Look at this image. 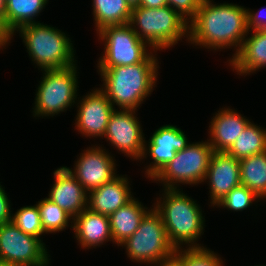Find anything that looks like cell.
<instances>
[{
	"label": "cell",
	"mask_w": 266,
	"mask_h": 266,
	"mask_svg": "<svg viewBox=\"0 0 266 266\" xmlns=\"http://www.w3.org/2000/svg\"><path fill=\"white\" fill-rule=\"evenodd\" d=\"M126 176V174L125 176L118 174L109 182L89 192L87 208L93 212L109 216L130 202L134 196Z\"/></svg>",
	"instance_id": "18"
},
{
	"label": "cell",
	"mask_w": 266,
	"mask_h": 266,
	"mask_svg": "<svg viewBox=\"0 0 266 266\" xmlns=\"http://www.w3.org/2000/svg\"><path fill=\"white\" fill-rule=\"evenodd\" d=\"M79 100L75 119V130L85 137L101 138L105 135L107 125L114 107L107 96L99 89H91Z\"/></svg>",
	"instance_id": "14"
},
{
	"label": "cell",
	"mask_w": 266,
	"mask_h": 266,
	"mask_svg": "<svg viewBox=\"0 0 266 266\" xmlns=\"http://www.w3.org/2000/svg\"><path fill=\"white\" fill-rule=\"evenodd\" d=\"M143 203L133 198L130 202L120 207L109 215V222L113 243L119 245L135 233L142 218L149 211Z\"/></svg>",
	"instance_id": "21"
},
{
	"label": "cell",
	"mask_w": 266,
	"mask_h": 266,
	"mask_svg": "<svg viewBox=\"0 0 266 266\" xmlns=\"http://www.w3.org/2000/svg\"><path fill=\"white\" fill-rule=\"evenodd\" d=\"M49 0H6L5 20L9 28L15 32L18 28L37 23L39 16Z\"/></svg>",
	"instance_id": "25"
},
{
	"label": "cell",
	"mask_w": 266,
	"mask_h": 266,
	"mask_svg": "<svg viewBox=\"0 0 266 266\" xmlns=\"http://www.w3.org/2000/svg\"><path fill=\"white\" fill-rule=\"evenodd\" d=\"M37 206L45 234L65 231L69 227V223L73 228V218L47 197L38 201Z\"/></svg>",
	"instance_id": "26"
},
{
	"label": "cell",
	"mask_w": 266,
	"mask_h": 266,
	"mask_svg": "<svg viewBox=\"0 0 266 266\" xmlns=\"http://www.w3.org/2000/svg\"><path fill=\"white\" fill-rule=\"evenodd\" d=\"M156 50L143 61L128 66L98 69L103 85L99 88L116 109L137 108L151 95L156 87L159 61ZM149 95V96H148Z\"/></svg>",
	"instance_id": "2"
},
{
	"label": "cell",
	"mask_w": 266,
	"mask_h": 266,
	"mask_svg": "<svg viewBox=\"0 0 266 266\" xmlns=\"http://www.w3.org/2000/svg\"><path fill=\"white\" fill-rule=\"evenodd\" d=\"M36 91L34 117H53L76 104L78 97L77 63L67 68L44 69Z\"/></svg>",
	"instance_id": "7"
},
{
	"label": "cell",
	"mask_w": 266,
	"mask_h": 266,
	"mask_svg": "<svg viewBox=\"0 0 266 266\" xmlns=\"http://www.w3.org/2000/svg\"><path fill=\"white\" fill-rule=\"evenodd\" d=\"M204 181L209 185L210 205L215 207L233 188L241 185L239 160L226 152H213Z\"/></svg>",
	"instance_id": "15"
},
{
	"label": "cell",
	"mask_w": 266,
	"mask_h": 266,
	"mask_svg": "<svg viewBox=\"0 0 266 266\" xmlns=\"http://www.w3.org/2000/svg\"><path fill=\"white\" fill-rule=\"evenodd\" d=\"M265 151L266 129L250 121L226 153L237 160H241Z\"/></svg>",
	"instance_id": "24"
},
{
	"label": "cell",
	"mask_w": 266,
	"mask_h": 266,
	"mask_svg": "<svg viewBox=\"0 0 266 266\" xmlns=\"http://www.w3.org/2000/svg\"><path fill=\"white\" fill-rule=\"evenodd\" d=\"M174 258L182 266H224L221 257L206 246L177 248Z\"/></svg>",
	"instance_id": "27"
},
{
	"label": "cell",
	"mask_w": 266,
	"mask_h": 266,
	"mask_svg": "<svg viewBox=\"0 0 266 266\" xmlns=\"http://www.w3.org/2000/svg\"><path fill=\"white\" fill-rule=\"evenodd\" d=\"M262 10L252 11L247 9V20H248V30L249 32L254 30H266V18L261 17Z\"/></svg>",
	"instance_id": "32"
},
{
	"label": "cell",
	"mask_w": 266,
	"mask_h": 266,
	"mask_svg": "<svg viewBox=\"0 0 266 266\" xmlns=\"http://www.w3.org/2000/svg\"><path fill=\"white\" fill-rule=\"evenodd\" d=\"M156 266H182L174 257Z\"/></svg>",
	"instance_id": "35"
},
{
	"label": "cell",
	"mask_w": 266,
	"mask_h": 266,
	"mask_svg": "<svg viewBox=\"0 0 266 266\" xmlns=\"http://www.w3.org/2000/svg\"><path fill=\"white\" fill-rule=\"evenodd\" d=\"M217 112L211 118L207 140L214 152H226L239 138L250 119L230 107Z\"/></svg>",
	"instance_id": "17"
},
{
	"label": "cell",
	"mask_w": 266,
	"mask_h": 266,
	"mask_svg": "<svg viewBox=\"0 0 266 266\" xmlns=\"http://www.w3.org/2000/svg\"><path fill=\"white\" fill-rule=\"evenodd\" d=\"M127 257L134 263L156 266L174 257L176 248L170 242L162 217L151 208L133 235L122 242Z\"/></svg>",
	"instance_id": "6"
},
{
	"label": "cell",
	"mask_w": 266,
	"mask_h": 266,
	"mask_svg": "<svg viewBox=\"0 0 266 266\" xmlns=\"http://www.w3.org/2000/svg\"><path fill=\"white\" fill-rule=\"evenodd\" d=\"M10 203L8 194L5 192L4 187L0 184V225L11 222L13 212L11 211Z\"/></svg>",
	"instance_id": "31"
},
{
	"label": "cell",
	"mask_w": 266,
	"mask_h": 266,
	"mask_svg": "<svg viewBox=\"0 0 266 266\" xmlns=\"http://www.w3.org/2000/svg\"><path fill=\"white\" fill-rule=\"evenodd\" d=\"M137 110L114 109L105 135V140L113 148L124 153L134 160H141L144 150L145 137L139 118L135 115Z\"/></svg>",
	"instance_id": "11"
},
{
	"label": "cell",
	"mask_w": 266,
	"mask_h": 266,
	"mask_svg": "<svg viewBox=\"0 0 266 266\" xmlns=\"http://www.w3.org/2000/svg\"><path fill=\"white\" fill-rule=\"evenodd\" d=\"M129 5L133 8V7H136V6H139L140 4V0H126Z\"/></svg>",
	"instance_id": "37"
},
{
	"label": "cell",
	"mask_w": 266,
	"mask_h": 266,
	"mask_svg": "<svg viewBox=\"0 0 266 266\" xmlns=\"http://www.w3.org/2000/svg\"><path fill=\"white\" fill-rule=\"evenodd\" d=\"M96 32L111 25L127 24L132 7L126 0H92Z\"/></svg>",
	"instance_id": "22"
},
{
	"label": "cell",
	"mask_w": 266,
	"mask_h": 266,
	"mask_svg": "<svg viewBox=\"0 0 266 266\" xmlns=\"http://www.w3.org/2000/svg\"><path fill=\"white\" fill-rule=\"evenodd\" d=\"M161 190H164L163 197L157 198L152 207L162 217L170 242L176 249L185 245L186 248L204 247L197 243L204 234L205 218L196 200L179 188Z\"/></svg>",
	"instance_id": "3"
},
{
	"label": "cell",
	"mask_w": 266,
	"mask_h": 266,
	"mask_svg": "<svg viewBox=\"0 0 266 266\" xmlns=\"http://www.w3.org/2000/svg\"><path fill=\"white\" fill-rule=\"evenodd\" d=\"M0 266H18V265L12 264L10 262L0 261Z\"/></svg>",
	"instance_id": "38"
},
{
	"label": "cell",
	"mask_w": 266,
	"mask_h": 266,
	"mask_svg": "<svg viewBox=\"0 0 266 266\" xmlns=\"http://www.w3.org/2000/svg\"><path fill=\"white\" fill-rule=\"evenodd\" d=\"M167 5V0H140V7L160 8Z\"/></svg>",
	"instance_id": "34"
},
{
	"label": "cell",
	"mask_w": 266,
	"mask_h": 266,
	"mask_svg": "<svg viewBox=\"0 0 266 266\" xmlns=\"http://www.w3.org/2000/svg\"><path fill=\"white\" fill-rule=\"evenodd\" d=\"M239 165L241 185L266 199V151L239 160Z\"/></svg>",
	"instance_id": "23"
},
{
	"label": "cell",
	"mask_w": 266,
	"mask_h": 266,
	"mask_svg": "<svg viewBox=\"0 0 266 266\" xmlns=\"http://www.w3.org/2000/svg\"><path fill=\"white\" fill-rule=\"evenodd\" d=\"M18 32L31 60L41 70L75 65L73 41L62 30L40 22L24 25ZM67 35V36H66Z\"/></svg>",
	"instance_id": "5"
},
{
	"label": "cell",
	"mask_w": 266,
	"mask_h": 266,
	"mask_svg": "<svg viewBox=\"0 0 266 266\" xmlns=\"http://www.w3.org/2000/svg\"><path fill=\"white\" fill-rule=\"evenodd\" d=\"M248 32L246 7L201 0L195 17L189 22L188 42L212 51L234 47L231 60L239 52Z\"/></svg>",
	"instance_id": "1"
},
{
	"label": "cell",
	"mask_w": 266,
	"mask_h": 266,
	"mask_svg": "<svg viewBox=\"0 0 266 266\" xmlns=\"http://www.w3.org/2000/svg\"><path fill=\"white\" fill-rule=\"evenodd\" d=\"M11 222L24 233L39 238L43 242L41 236L45 233L41 224L40 211L37 204L23 206L16 210L15 214H12Z\"/></svg>",
	"instance_id": "28"
},
{
	"label": "cell",
	"mask_w": 266,
	"mask_h": 266,
	"mask_svg": "<svg viewBox=\"0 0 266 266\" xmlns=\"http://www.w3.org/2000/svg\"><path fill=\"white\" fill-rule=\"evenodd\" d=\"M54 184L48 199L57 204L73 219L88 206V192L65 166L53 172Z\"/></svg>",
	"instance_id": "16"
},
{
	"label": "cell",
	"mask_w": 266,
	"mask_h": 266,
	"mask_svg": "<svg viewBox=\"0 0 266 266\" xmlns=\"http://www.w3.org/2000/svg\"><path fill=\"white\" fill-rule=\"evenodd\" d=\"M201 0H167V5L190 22L196 15Z\"/></svg>",
	"instance_id": "30"
},
{
	"label": "cell",
	"mask_w": 266,
	"mask_h": 266,
	"mask_svg": "<svg viewBox=\"0 0 266 266\" xmlns=\"http://www.w3.org/2000/svg\"><path fill=\"white\" fill-rule=\"evenodd\" d=\"M129 24L152 50H166L184 37L186 41L189 39V22L168 5L160 8L133 7Z\"/></svg>",
	"instance_id": "4"
},
{
	"label": "cell",
	"mask_w": 266,
	"mask_h": 266,
	"mask_svg": "<svg viewBox=\"0 0 266 266\" xmlns=\"http://www.w3.org/2000/svg\"><path fill=\"white\" fill-rule=\"evenodd\" d=\"M76 160L73 170L67 166L65 167L88 193L118 175L116 160L109 151L101 146L92 145L86 150L84 149Z\"/></svg>",
	"instance_id": "12"
},
{
	"label": "cell",
	"mask_w": 266,
	"mask_h": 266,
	"mask_svg": "<svg viewBox=\"0 0 266 266\" xmlns=\"http://www.w3.org/2000/svg\"><path fill=\"white\" fill-rule=\"evenodd\" d=\"M261 201L252 190H249L246 186L240 185L233 188L219 203L215 205L217 208L222 207L232 211H243L247 210L252 206L253 202L256 203Z\"/></svg>",
	"instance_id": "29"
},
{
	"label": "cell",
	"mask_w": 266,
	"mask_h": 266,
	"mask_svg": "<svg viewBox=\"0 0 266 266\" xmlns=\"http://www.w3.org/2000/svg\"><path fill=\"white\" fill-rule=\"evenodd\" d=\"M247 33L239 52L227 60L237 75H251L266 67V30H254ZM249 35V37H248Z\"/></svg>",
	"instance_id": "20"
},
{
	"label": "cell",
	"mask_w": 266,
	"mask_h": 266,
	"mask_svg": "<svg viewBox=\"0 0 266 266\" xmlns=\"http://www.w3.org/2000/svg\"><path fill=\"white\" fill-rule=\"evenodd\" d=\"M97 34L104 45L98 69L137 64L152 53V48L136 35L129 23L104 27Z\"/></svg>",
	"instance_id": "9"
},
{
	"label": "cell",
	"mask_w": 266,
	"mask_h": 266,
	"mask_svg": "<svg viewBox=\"0 0 266 266\" xmlns=\"http://www.w3.org/2000/svg\"><path fill=\"white\" fill-rule=\"evenodd\" d=\"M188 142L183 130L175 125H163L156 129L144 143L141 161L148 156L153 160L145 168V177L152 180L176 156L177 151L188 146Z\"/></svg>",
	"instance_id": "13"
},
{
	"label": "cell",
	"mask_w": 266,
	"mask_h": 266,
	"mask_svg": "<svg viewBox=\"0 0 266 266\" xmlns=\"http://www.w3.org/2000/svg\"><path fill=\"white\" fill-rule=\"evenodd\" d=\"M45 246L39 238L24 233L13 222L0 225V261L18 266H48L51 259Z\"/></svg>",
	"instance_id": "10"
},
{
	"label": "cell",
	"mask_w": 266,
	"mask_h": 266,
	"mask_svg": "<svg viewBox=\"0 0 266 266\" xmlns=\"http://www.w3.org/2000/svg\"><path fill=\"white\" fill-rule=\"evenodd\" d=\"M72 230L82 249L100 247L109 241L113 243L109 216L93 212L89 208L73 219Z\"/></svg>",
	"instance_id": "19"
},
{
	"label": "cell",
	"mask_w": 266,
	"mask_h": 266,
	"mask_svg": "<svg viewBox=\"0 0 266 266\" xmlns=\"http://www.w3.org/2000/svg\"><path fill=\"white\" fill-rule=\"evenodd\" d=\"M6 13V0H0V15L5 16Z\"/></svg>",
	"instance_id": "36"
},
{
	"label": "cell",
	"mask_w": 266,
	"mask_h": 266,
	"mask_svg": "<svg viewBox=\"0 0 266 266\" xmlns=\"http://www.w3.org/2000/svg\"><path fill=\"white\" fill-rule=\"evenodd\" d=\"M14 36V32L9 28L6 23L5 17L0 15V50L6 45L11 43V39Z\"/></svg>",
	"instance_id": "33"
},
{
	"label": "cell",
	"mask_w": 266,
	"mask_h": 266,
	"mask_svg": "<svg viewBox=\"0 0 266 266\" xmlns=\"http://www.w3.org/2000/svg\"><path fill=\"white\" fill-rule=\"evenodd\" d=\"M213 152L208 140L189 143L186 148L177 151L152 181L163 184V189H177L180 184L198 185L206 178Z\"/></svg>",
	"instance_id": "8"
}]
</instances>
